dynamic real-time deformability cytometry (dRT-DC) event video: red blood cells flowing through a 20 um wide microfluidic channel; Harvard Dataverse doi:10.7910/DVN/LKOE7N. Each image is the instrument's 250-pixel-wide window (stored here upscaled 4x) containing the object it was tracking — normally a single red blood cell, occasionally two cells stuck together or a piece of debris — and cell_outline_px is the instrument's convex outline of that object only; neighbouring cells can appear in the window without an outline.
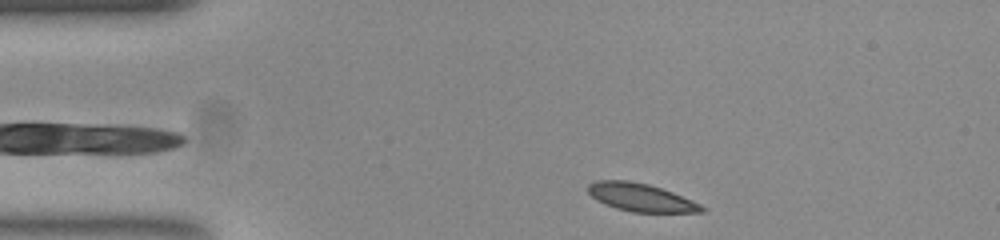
{"species": "common noctule bat (a hibernating species)", "species_latin": "Nyctalus noctula", "temperature_condition": "room temperature", "stored_images_in_passage": 39, "camera_frame_rate_fps": 3000, "um_per_image_px": 0.085, "animal": {"sex": "female", "body_mass_g": 23.0, "forearm_length_mm": 53.4}, "frame": {"image": 1, "passage_image": 2, "time_ms": 0.333, "image_size_px": [1000, 240], "cell_outline_px": [[704, 212], [632, 212], [616, 208], [596, 200], [588, 192], [588, 184], [596, 180], [628, 180], [648, 184], [672, 192], [700, 204], [704, 208]], "centroid_in_image_um": [54.43, 16.77], "position_along_channel_um": 30.6, "area_um2": 18.32}}
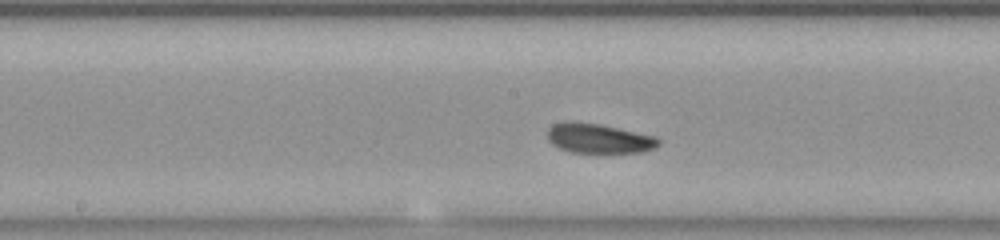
{"frame": {"image": 2, "passage_image": 19, "time_ms": 6.0, "image_size_px": [1000, 240], "cell_outline_px": [[660, 144], [644, 152], [572, 152], [560, 148], [552, 144], [548, 140], [548, 128], [552, 124], [564, 120], [576, 120], [600, 124], [656, 136], [660, 140]], "centroid_in_image_um": [50.86, 11.73], "position_along_channel_um": 197.3, "area_um2": 19.36}}
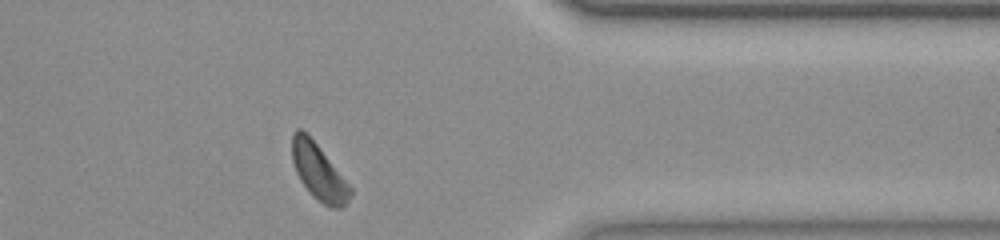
{"frame": {"image": 3, "passage_image": 35, "time_ms": 11.333, "image_size_px": [1000, 240], "cell_outline_px": [[352, 192], [348, 200], [340, 208], [328, 208], [300, 180], [296, 172], [292, 160], [292, 132], [296, 128], [300, 128], [316, 144], [352, 188]], "centroid_in_image_um": [27.07, 14.6], "position_along_channel_um": 384.3, "area_um2": 18.26}, "authors_computed_cell_mechanics": {"area_um2": 19.074, "velocity_mm_per_s": 3.819, "shape_relaxation_time_tau1_ms": null, "shape_relaxation_time_tau2_ms": 5.786, "deformation_change_tau1": null, "deformation_change_tau2": 0.1176}}